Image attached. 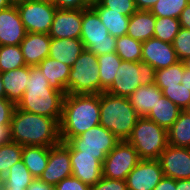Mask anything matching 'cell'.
<instances>
[{
	"label": "cell",
	"mask_w": 190,
	"mask_h": 190,
	"mask_svg": "<svg viewBox=\"0 0 190 190\" xmlns=\"http://www.w3.org/2000/svg\"><path fill=\"white\" fill-rule=\"evenodd\" d=\"M23 146L16 142H9L0 146V186L9 176V169L22 159Z\"/></svg>",
	"instance_id": "30"
},
{
	"label": "cell",
	"mask_w": 190,
	"mask_h": 190,
	"mask_svg": "<svg viewBox=\"0 0 190 190\" xmlns=\"http://www.w3.org/2000/svg\"><path fill=\"white\" fill-rule=\"evenodd\" d=\"M116 53L124 61L141 62L142 42L128 35L117 37Z\"/></svg>",
	"instance_id": "31"
},
{
	"label": "cell",
	"mask_w": 190,
	"mask_h": 190,
	"mask_svg": "<svg viewBox=\"0 0 190 190\" xmlns=\"http://www.w3.org/2000/svg\"><path fill=\"white\" fill-rule=\"evenodd\" d=\"M163 95L176 104L181 110H190V91L182 84L168 86L163 91Z\"/></svg>",
	"instance_id": "37"
},
{
	"label": "cell",
	"mask_w": 190,
	"mask_h": 190,
	"mask_svg": "<svg viewBox=\"0 0 190 190\" xmlns=\"http://www.w3.org/2000/svg\"><path fill=\"white\" fill-rule=\"evenodd\" d=\"M172 45L178 60L183 61L190 57V30L181 27Z\"/></svg>",
	"instance_id": "38"
},
{
	"label": "cell",
	"mask_w": 190,
	"mask_h": 190,
	"mask_svg": "<svg viewBox=\"0 0 190 190\" xmlns=\"http://www.w3.org/2000/svg\"><path fill=\"white\" fill-rule=\"evenodd\" d=\"M54 190H90V186L71 175L55 185Z\"/></svg>",
	"instance_id": "41"
},
{
	"label": "cell",
	"mask_w": 190,
	"mask_h": 190,
	"mask_svg": "<svg viewBox=\"0 0 190 190\" xmlns=\"http://www.w3.org/2000/svg\"><path fill=\"white\" fill-rule=\"evenodd\" d=\"M51 37L45 33L27 32L20 49L27 66H37L49 56Z\"/></svg>",
	"instance_id": "19"
},
{
	"label": "cell",
	"mask_w": 190,
	"mask_h": 190,
	"mask_svg": "<svg viewBox=\"0 0 190 190\" xmlns=\"http://www.w3.org/2000/svg\"><path fill=\"white\" fill-rule=\"evenodd\" d=\"M176 190H190V179L176 180Z\"/></svg>",
	"instance_id": "49"
},
{
	"label": "cell",
	"mask_w": 190,
	"mask_h": 190,
	"mask_svg": "<svg viewBox=\"0 0 190 190\" xmlns=\"http://www.w3.org/2000/svg\"><path fill=\"white\" fill-rule=\"evenodd\" d=\"M83 50L84 46L80 38H51L48 57L72 67Z\"/></svg>",
	"instance_id": "21"
},
{
	"label": "cell",
	"mask_w": 190,
	"mask_h": 190,
	"mask_svg": "<svg viewBox=\"0 0 190 190\" xmlns=\"http://www.w3.org/2000/svg\"><path fill=\"white\" fill-rule=\"evenodd\" d=\"M186 69L190 70V57L183 60Z\"/></svg>",
	"instance_id": "53"
},
{
	"label": "cell",
	"mask_w": 190,
	"mask_h": 190,
	"mask_svg": "<svg viewBox=\"0 0 190 190\" xmlns=\"http://www.w3.org/2000/svg\"><path fill=\"white\" fill-rule=\"evenodd\" d=\"M162 96L163 92L154 83L141 85L128 98L139 117H146Z\"/></svg>",
	"instance_id": "23"
},
{
	"label": "cell",
	"mask_w": 190,
	"mask_h": 190,
	"mask_svg": "<svg viewBox=\"0 0 190 190\" xmlns=\"http://www.w3.org/2000/svg\"><path fill=\"white\" fill-rule=\"evenodd\" d=\"M155 78L156 69L151 65L122 60L116 78L106 92L128 98L141 85L154 84Z\"/></svg>",
	"instance_id": "6"
},
{
	"label": "cell",
	"mask_w": 190,
	"mask_h": 190,
	"mask_svg": "<svg viewBox=\"0 0 190 190\" xmlns=\"http://www.w3.org/2000/svg\"><path fill=\"white\" fill-rule=\"evenodd\" d=\"M30 75V66L1 73L6 99L17 104L25 93Z\"/></svg>",
	"instance_id": "22"
},
{
	"label": "cell",
	"mask_w": 190,
	"mask_h": 190,
	"mask_svg": "<svg viewBox=\"0 0 190 190\" xmlns=\"http://www.w3.org/2000/svg\"><path fill=\"white\" fill-rule=\"evenodd\" d=\"M163 176L158 159H141L125 181L128 190H154Z\"/></svg>",
	"instance_id": "14"
},
{
	"label": "cell",
	"mask_w": 190,
	"mask_h": 190,
	"mask_svg": "<svg viewBox=\"0 0 190 190\" xmlns=\"http://www.w3.org/2000/svg\"><path fill=\"white\" fill-rule=\"evenodd\" d=\"M93 0H53V4L59 9H87L91 7Z\"/></svg>",
	"instance_id": "43"
},
{
	"label": "cell",
	"mask_w": 190,
	"mask_h": 190,
	"mask_svg": "<svg viewBox=\"0 0 190 190\" xmlns=\"http://www.w3.org/2000/svg\"><path fill=\"white\" fill-rule=\"evenodd\" d=\"M40 1H47V2H52L53 3V0H40Z\"/></svg>",
	"instance_id": "56"
},
{
	"label": "cell",
	"mask_w": 190,
	"mask_h": 190,
	"mask_svg": "<svg viewBox=\"0 0 190 190\" xmlns=\"http://www.w3.org/2000/svg\"><path fill=\"white\" fill-rule=\"evenodd\" d=\"M27 190H54V187L44 183L39 178H35L28 186Z\"/></svg>",
	"instance_id": "46"
},
{
	"label": "cell",
	"mask_w": 190,
	"mask_h": 190,
	"mask_svg": "<svg viewBox=\"0 0 190 190\" xmlns=\"http://www.w3.org/2000/svg\"><path fill=\"white\" fill-rule=\"evenodd\" d=\"M37 67L47 77L50 87L68 94V78L71 67L50 57H46Z\"/></svg>",
	"instance_id": "20"
},
{
	"label": "cell",
	"mask_w": 190,
	"mask_h": 190,
	"mask_svg": "<svg viewBox=\"0 0 190 190\" xmlns=\"http://www.w3.org/2000/svg\"><path fill=\"white\" fill-rule=\"evenodd\" d=\"M26 33L16 5L0 10V46L20 45Z\"/></svg>",
	"instance_id": "18"
},
{
	"label": "cell",
	"mask_w": 190,
	"mask_h": 190,
	"mask_svg": "<svg viewBox=\"0 0 190 190\" xmlns=\"http://www.w3.org/2000/svg\"><path fill=\"white\" fill-rule=\"evenodd\" d=\"M16 104L7 99H0V125L9 126Z\"/></svg>",
	"instance_id": "42"
},
{
	"label": "cell",
	"mask_w": 190,
	"mask_h": 190,
	"mask_svg": "<svg viewBox=\"0 0 190 190\" xmlns=\"http://www.w3.org/2000/svg\"><path fill=\"white\" fill-rule=\"evenodd\" d=\"M0 99H6V94H5V90H4L3 81L1 78V73H0Z\"/></svg>",
	"instance_id": "52"
},
{
	"label": "cell",
	"mask_w": 190,
	"mask_h": 190,
	"mask_svg": "<svg viewBox=\"0 0 190 190\" xmlns=\"http://www.w3.org/2000/svg\"><path fill=\"white\" fill-rule=\"evenodd\" d=\"M178 61L171 43L154 37L142 42L141 62L151 65L156 70L167 68Z\"/></svg>",
	"instance_id": "17"
},
{
	"label": "cell",
	"mask_w": 190,
	"mask_h": 190,
	"mask_svg": "<svg viewBox=\"0 0 190 190\" xmlns=\"http://www.w3.org/2000/svg\"><path fill=\"white\" fill-rule=\"evenodd\" d=\"M181 111L176 104L163 95L146 118L168 130L176 122Z\"/></svg>",
	"instance_id": "27"
},
{
	"label": "cell",
	"mask_w": 190,
	"mask_h": 190,
	"mask_svg": "<svg viewBox=\"0 0 190 190\" xmlns=\"http://www.w3.org/2000/svg\"><path fill=\"white\" fill-rule=\"evenodd\" d=\"M9 126L0 125V146L11 142Z\"/></svg>",
	"instance_id": "47"
},
{
	"label": "cell",
	"mask_w": 190,
	"mask_h": 190,
	"mask_svg": "<svg viewBox=\"0 0 190 190\" xmlns=\"http://www.w3.org/2000/svg\"><path fill=\"white\" fill-rule=\"evenodd\" d=\"M91 7L97 12L101 22L108 29L110 35L114 37L126 35L130 19L129 16L103 7L97 0L92 1Z\"/></svg>",
	"instance_id": "25"
},
{
	"label": "cell",
	"mask_w": 190,
	"mask_h": 190,
	"mask_svg": "<svg viewBox=\"0 0 190 190\" xmlns=\"http://www.w3.org/2000/svg\"><path fill=\"white\" fill-rule=\"evenodd\" d=\"M64 94L50 87L37 66H30L27 87L16 107L28 113L61 118Z\"/></svg>",
	"instance_id": "3"
},
{
	"label": "cell",
	"mask_w": 190,
	"mask_h": 190,
	"mask_svg": "<svg viewBox=\"0 0 190 190\" xmlns=\"http://www.w3.org/2000/svg\"><path fill=\"white\" fill-rule=\"evenodd\" d=\"M34 179L21 160L10 167L8 180L0 188H28Z\"/></svg>",
	"instance_id": "35"
},
{
	"label": "cell",
	"mask_w": 190,
	"mask_h": 190,
	"mask_svg": "<svg viewBox=\"0 0 190 190\" xmlns=\"http://www.w3.org/2000/svg\"><path fill=\"white\" fill-rule=\"evenodd\" d=\"M190 0H158L149 10L155 17H172L179 19L183 9Z\"/></svg>",
	"instance_id": "36"
},
{
	"label": "cell",
	"mask_w": 190,
	"mask_h": 190,
	"mask_svg": "<svg viewBox=\"0 0 190 190\" xmlns=\"http://www.w3.org/2000/svg\"><path fill=\"white\" fill-rule=\"evenodd\" d=\"M81 41L84 49L96 56L116 52V39L109 34L97 12L89 7L82 9Z\"/></svg>",
	"instance_id": "8"
},
{
	"label": "cell",
	"mask_w": 190,
	"mask_h": 190,
	"mask_svg": "<svg viewBox=\"0 0 190 190\" xmlns=\"http://www.w3.org/2000/svg\"><path fill=\"white\" fill-rule=\"evenodd\" d=\"M184 68L183 61L179 60L167 68L156 70L155 84L161 91L168 86L180 84L183 78Z\"/></svg>",
	"instance_id": "32"
},
{
	"label": "cell",
	"mask_w": 190,
	"mask_h": 190,
	"mask_svg": "<svg viewBox=\"0 0 190 190\" xmlns=\"http://www.w3.org/2000/svg\"><path fill=\"white\" fill-rule=\"evenodd\" d=\"M1 190H27V188H1Z\"/></svg>",
	"instance_id": "54"
},
{
	"label": "cell",
	"mask_w": 190,
	"mask_h": 190,
	"mask_svg": "<svg viewBox=\"0 0 190 190\" xmlns=\"http://www.w3.org/2000/svg\"><path fill=\"white\" fill-rule=\"evenodd\" d=\"M25 0H10V2L13 4V5H16L18 3H21V2H24Z\"/></svg>",
	"instance_id": "55"
},
{
	"label": "cell",
	"mask_w": 190,
	"mask_h": 190,
	"mask_svg": "<svg viewBox=\"0 0 190 190\" xmlns=\"http://www.w3.org/2000/svg\"><path fill=\"white\" fill-rule=\"evenodd\" d=\"M13 5L10 0H0V10L6 9Z\"/></svg>",
	"instance_id": "51"
},
{
	"label": "cell",
	"mask_w": 190,
	"mask_h": 190,
	"mask_svg": "<svg viewBox=\"0 0 190 190\" xmlns=\"http://www.w3.org/2000/svg\"><path fill=\"white\" fill-rule=\"evenodd\" d=\"M120 140L100 124L88 129L68 142L81 154L107 155Z\"/></svg>",
	"instance_id": "11"
},
{
	"label": "cell",
	"mask_w": 190,
	"mask_h": 190,
	"mask_svg": "<svg viewBox=\"0 0 190 190\" xmlns=\"http://www.w3.org/2000/svg\"><path fill=\"white\" fill-rule=\"evenodd\" d=\"M182 86H185L190 91V70L184 68L183 78L181 81Z\"/></svg>",
	"instance_id": "50"
},
{
	"label": "cell",
	"mask_w": 190,
	"mask_h": 190,
	"mask_svg": "<svg viewBox=\"0 0 190 190\" xmlns=\"http://www.w3.org/2000/svg\"><path fill=\"white\" fill-rule=\"evenodd\" d=\"M82 26V9H56L54 19L48 32L51 38H80Z\"/></svg>",
	"instance_id": "16"
},
{
	"label": "cell",
	"mask_w": 190,
	"mask_h": 190,
	"mask_svg": "<svg viewBox=\"0 0 190 190\" xmlns=\"http://www.w3.org/2000/svg\"><path fill=\"white\" fill-rule=\"evenodd\" d=\"M179 22L182 28L190 30V2L181 12Z\"/></svg>",
	"instance_id": "45"
},
{
	"label": "cell",
	"mask_w": 190,
	"mask_h": 190,
	"mask_svg": "<svg viewBox=\"0 0 190 190\" xmlns=\"http://www.w3.org/2000/svg\"><path fill=\"white\" fill-rule=\"evenodd\" d=\"M72 176L83 183L93 186L102 177V163L107 155L81 154L69 143Z\"/></svg>",
	"instance_id": "13"
},
{
	"label": "cell",
	"mask_w": 190,
	"mask_h": 190,
	"mask_svg": "<svg viewBox=\"0 0 190 190\" xmlns=\"http://www.w3.org/2000/svg\"><path fill=\"white\" fill-rule=\"evenodd\" d=\"M71 175L69 142L60 141L49 148L48 164L39 179L54 187Z\"/></svg>",
	"instance_id": "12"
},
{
	"label": "cell",
	"mask_w": 190,
	"mask_h": 190,
	"mask_svg": "<svg viewBox=\"0 0 190 190\" xmlns=\"http://www.w3.org/2000/svg\"><path fill=\"white\" fill-rule=\"evenodd\" d=\"M16 7L26 32L48 34L57 9L52 2L25 0Z\"/></svg>",
	"instance_id": "10"
},
{
	"label": "cell",
	"mask_w": 190,
	"mask_h": 190,
	"mask_svg": "<svg viewBox=\"0 0 190 190\" xmlns=\"http://www.w3.org/2000/svg\"><path fill=\"white\" fill-rule=\"evenodd\" d=\"M139 115L129 98L100 93V125L111 131L120 141L127 140Z\"/></svg>",
	"instance_id": "4"
},
{
	"label": "cell",
	"mask_w": 190,
	"mask_h": 190,
	"mask_svg": "<svg viewBox=\"0 0 190 190\" xmlns=\"http://www.w3.org/2000/svg\"><path fill=\"white\" fill-rule=\"evenodd\" d=\"M100 124V94L64 96L59 133L62 142Z\"/></svg>",
	"instance_id": "1"
},
{
	"label": "cell",
	"mask_w": 190,
	"mask_h": 190,
	"mask_svg": "<svg viewBox=\"0 0 190 190\" xmlns=\"http://www.w3.org/2000/svg\"><path fill=\"white\" fill-rule=\"evenodd\" d=\"M103 7L131 16L137 11L134 0H97Z\"/></svg>",
	"instance_id": "39"
},
{
	"label": "cell",
	"mask_w": 190,
	"mask_h": 190,
	"mask_svg": "<svg viewBox=\"0 0 190 190\" xmlns=\"http://www.w3.org/2000/svg\"><path fill=\"white\" fill-rule=\"evenodd\" d=\"M20 45L0 46V73L25 66Z\"/></svg>",
	"instance_id": "34"
},
{
	"label": "cell",
	"mask_w": 190,
	"mask_h": 190,
	"mask_svg": "<svg viewBox=\"0 0 190 190\" xmlns=\"http://www.w3.org/2000/svg\"><path fill=\"white\" fill-rule=\"evenodd\" d=\"M179 19L172 17H155L154 38L171 43L180 31Z\"/></svg>",
	"instance_id": "33"
},
{
	"label": "cell",
	"mask_w": 190,
	"mask_h": 190,
	"mask_svg": "<svg viewBox=\"0 0 190 190\" xmlns=\"http://www.w3.org/2000/svg\"><path fill=\"white\" fill-rule=\"evenodd\" d=\"M168 144L190 148V110H182L176 122L167 130Z\"/></svg>",
	"instance_id": "28"
},
{
	"label": "cell",
	"mask_w": 190,
	"mask_h": 190,
	"mask_svg": "<svg viewBox=\"0 0 190 190\" xmlns=\"http://www.w3.org/2000/svg\"><path fill=\"white\" fill-rule=\"evenodd\" d=\"M140 160L138 152L127 140L119 141L102 163V175L109 179L126 180Z\"/></svg>",
	"instance_id": "9"
},
{
	"label": "cell",
	"mask_w": 190,
	"mask_h": 190,
	"mask_svg": "<svg viewBox=\"0 0 190 190\" xmlns=\"http://www.w3.org/2000/svg\"><path fill=\"white\" fill-rule=\"evenodd\" d=\"M47 146H23L22 161L34 178H39L48 164Z\"/></svg>",
	"instance_id": "26"
},
{
	"label": "cell",
	"mask_w": 190,
	"mask_h": 190,
	"mask_svg": "<svg viewBox=\"0 0 190 190\" xmlns=\"http://www.w3.org/2000/svg\"><path fill=\"white\" fill-rule=\"evenodd\" d=\"M127 141L140 159H159L168 145L167 130L146 117H139Z\"/></svg>",
	"instance_id": "5"
},
{
	"label": "cell",
	"mask_w": 190,
	"mask_h": 190,
	"mask_svg": "<svg viewBox=\"0 0 190 190\" xmlns=\"http://www.w3.org/2000/svg\"><path fill=\"white\" fill-rule=\"evenodd\" d=\"M60 119L28 113L16 107L9 125L11 140L22 146L56 145L61 141Z\"/></svg>",
	"instance_id": "2"
},
{
	"label": "cell",
	"mask_w": 190,
	"mask_h": 190,
	"mask_svg": "<svg viewBox=\"0 0 190 190\" xmlns=\"http://www.w3.org/2000/svg\"><path fill=\"white\" fill-rule=\"evenodd\" d=\"M99 65L100 93L106 91L116 78L122 59L116 52L97 56Z\"/></svg>",
	"instance_id": "29"
},
{
	"label": "cell",
	"mask_w": 190,
	"mask_h": 190,
	"mask_svg": "<svg viewBox=\"0 0 190 190\" xmlns=\"http://www.w3.org/2000/svg\"><path fill=\"white\" fill-rule=\"evenodd\" d=\"M137 10H150L158 0H134Z\"/></svg>",
	"instance_id": "48"
},
{
	"label": "cell",
	"mask_w": 190,
	"mask_h": 190,
	"mask_svg": "<svg viewBox=\"0 0 190 190\" xmlns=\"http://www.w3.org/2000/svg\"><path fill=\"white\" fill-rule=\"evenodd\" d=\"M97 56L84 49L73 63L68 78V94H100Z\"/></svg>",
	"instance_id": "7"
},
{
	"label": "cell",
	"mask_w": 190,
	"mask_h": 190,
	"mask_svg": "<svg viewBox=\"0 0 190 190\" xmlns=\"http://www.w3.org/2000/svg\"><path fill=\"white\" fill-rule=\"evenodd\" d=\"M155 16L148 10H137L130 16L126 35L145 42L154 37Z\"/></svg>",
	"instance_id": "24"
},
{
	"label": "cell",
	"mask_w": 190,
	"mask_h": 190,
	"mask_svg": "<svg viewBox=\"0 0 190 190\" xmlns=\"http://www.w3.org/2000/svg\"><path fill=\"white\" fill-rule=\"evenodd\" d=\"M154 190H176V180L163 176Z\"/></svg>",
	"instance_id": "44"
},
{
	"label": "cell",
	"mask_w": 190,
	"mask_h": 190,
	"mask_svg": "<svg viewBox=\"0 0 190 190\" xmlns=\"http://www.w3.org/2000/svg\"><path fill=\"white\" fill-rule=\"evenodd\" d=\"M90 190H128L125 180H116L102 177Z\"/></svg>",
	"instance_id": "40"
},
{
	"label": "cell",
	"mask_w": 190,
	"mask_h": 190,
	"mask_svg": "<svg viewBox=\"0 0 190 190\" xmlns=\"http://www.w3.org/2000/svg\"><path fill=\"white\" fill-rule=\"evenodd\" d=\"M158 160L165 177L175 180L190 179V148L168 144Z\"/></svg>",
	"instance_id": "15"
}]
</instances>
